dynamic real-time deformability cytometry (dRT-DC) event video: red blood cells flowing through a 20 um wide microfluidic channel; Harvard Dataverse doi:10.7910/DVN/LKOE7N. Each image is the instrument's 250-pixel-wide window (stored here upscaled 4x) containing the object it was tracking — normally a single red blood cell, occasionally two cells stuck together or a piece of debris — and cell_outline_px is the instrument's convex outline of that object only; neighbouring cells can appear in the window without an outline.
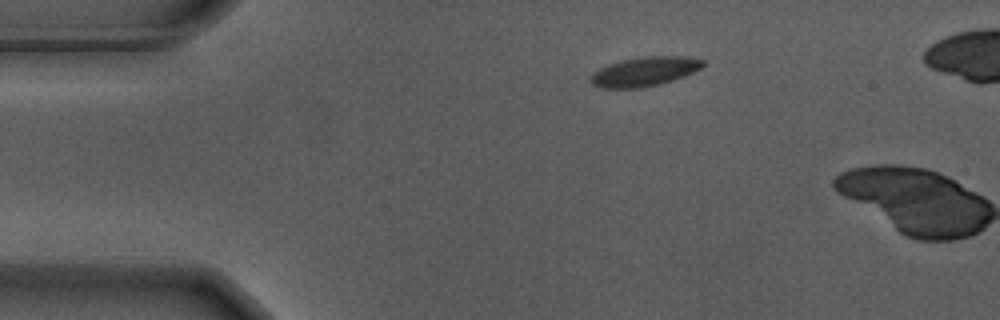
{"species": "Egyptian fruit bat (a non-hibernating species)", "species_latin": "Rousettus aegyptiacus", "temperature_condition": "warm", "stored_images_in_passage": 2, "camera_frame_rate_fps": 3000, "um_per_image_px": 0.085, "animal": {"sex": "male"}, "frame": {"image": 1, "passage_image": 1, "time_ms": 0.0, "image_size_px": [1000, 320], "cell_outline_px": [[704, 64], [700, 68], [684, 76], [660, 84], [640, 88], [600, 88], [592, 84], [588, 80], [600, 68], [608, 64], [620, 60], [644, 56], [680, 56], [704, 60]], "centroid_in_image_um": [54.75, 6.08], "position_along_channel_um": 30.2, "area_um2": 19.02}}